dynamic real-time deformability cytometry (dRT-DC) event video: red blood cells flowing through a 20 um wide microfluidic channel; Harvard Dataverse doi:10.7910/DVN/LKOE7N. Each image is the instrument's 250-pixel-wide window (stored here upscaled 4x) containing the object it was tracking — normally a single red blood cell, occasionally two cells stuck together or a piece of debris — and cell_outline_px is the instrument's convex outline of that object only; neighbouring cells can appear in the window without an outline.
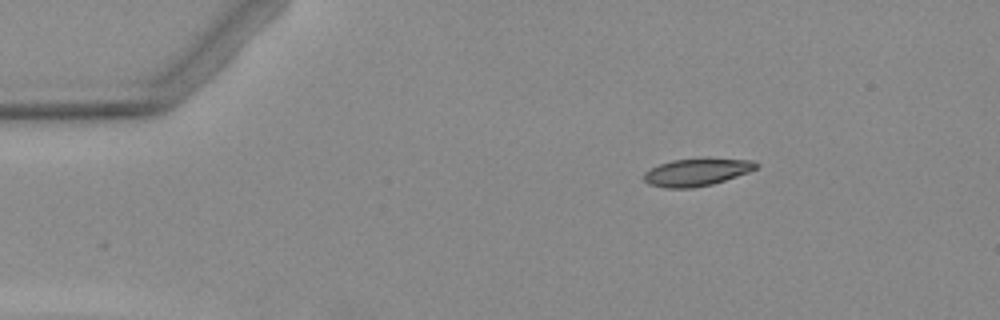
{"species": "Egyptian fruit bat (a non-hibernating species)", "species_latin": "Rousettus aegyptiacus", "temperature_condition": "warm", "stored_images_in_passage": 4, "camera_frame_rate_fps": 3000, "um_per_image_px": 0.085, "animal": {"sex": "female"}, "frame": {"image": 1, "passage_image": 1, "time_ms": 0.0, "image_size_px": [1000, 320], "cell_outline_px": [[760, 164], [756, 168], [748, 172], [712, 184], [692, 188], [664, 188], [648, 184], [644, 180], [644, 172], [660, 164], [672, 160], [704, 156], [752, 160]], "centroid_in_image_um": [59.24, 14.59], "position_along_channel_um": 25.8, "area_um2": 18.44}}